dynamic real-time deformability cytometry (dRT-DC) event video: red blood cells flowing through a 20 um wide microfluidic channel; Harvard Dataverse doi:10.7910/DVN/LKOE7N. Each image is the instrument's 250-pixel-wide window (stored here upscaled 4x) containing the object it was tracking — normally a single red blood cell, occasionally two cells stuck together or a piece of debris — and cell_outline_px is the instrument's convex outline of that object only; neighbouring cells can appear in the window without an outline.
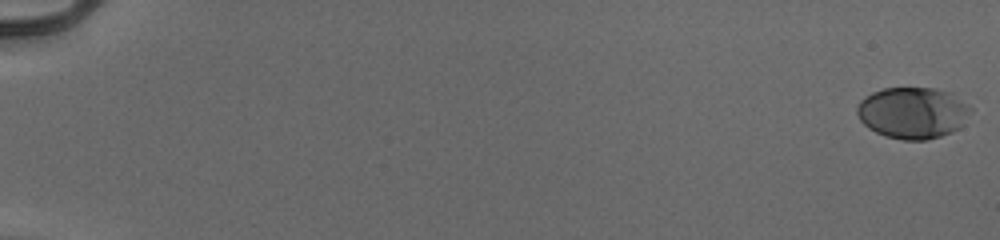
{"species": "human", "species_latin": "Homo sapiens", "temperature_condition": "cold", "stored_images_in_passage": 55, "camera_frame_rate_fps": 3000, "um_per_image_px": 0.085, "donor": {"sex": "male"}, "frame": {"image": 1, "passage_image": 1, "time_ms": 0.0, "image_size_px": [1000, 240], "cell_outline_px": [[972, 112], [960, 128], [952, 132], [928, 140], [904, 140], [884, 136], [868, 128], [860, 120], [856, 112], [856, 108], [860, 100], [864, 96], [872, 92], [884, 88], [936, 88], [952, 92], [968, 104], [972, 108]], "centroid_in_image_um": [77.6, 9.58], "position_along_channel_um": 7.4, "area_um2": 34.56}}
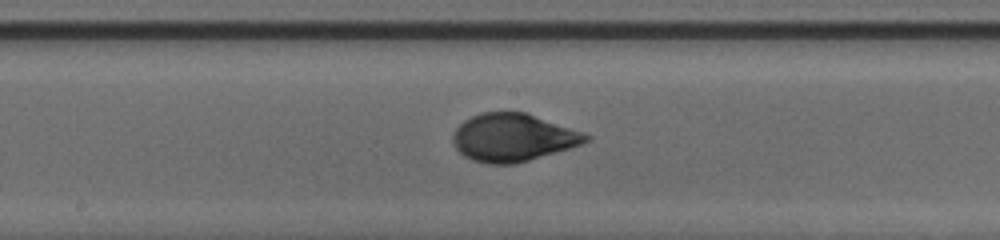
{"frame": {"image": 2, "passage_image": 32, "time_ms": 10.333, "image_size_px": [1000, 240], "cell_outline_px": [[592, 140], [568, 148], [516, 164], [488, 164], [472, 160], [464, 156], [452, 144], [452, 136], [456, 128], [464, 120], [480, 112], [524, 112], [584, 132], [592, 136]], "centroid_in_image_um": [43.59, 11.69], "position_along_channel_um": 204.6, "area_um2": 36.99}}
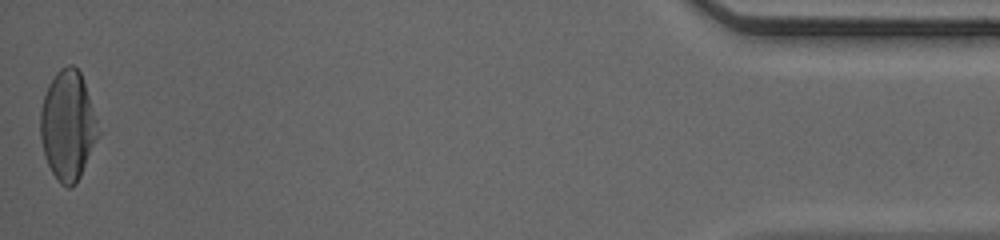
{"frame": {"image": 3, "passage_image": 55, "time_ms": 18.0, "image_size_px": [1000, 240], "cell_outline_px": [[100, 132], [80, 176], [76, 184], [72, 188], [68, 188], [60, 184], [52, 172], [44, 156], [40, 136], [40, 112], [44, 96], [48, 84], [56, 72], [60, 68], [68, 64], [72, 64], [80, 72]], "centroid_in_image_um": [5.73, 10.69], "position_along_channel_um": 429.5, "area_um2": 36.53}, "authors_computed_cell_mechanics": {"area_um2": 35.8938, "velocity_mm_per_s": 3.9583, "shape_relaxation_time_tau1_ms": 3.6677, "shape_relaxation_time_tau2_ms": null, "deformation_change_tau1": 0.189, "deformation_change_tau2": null}}